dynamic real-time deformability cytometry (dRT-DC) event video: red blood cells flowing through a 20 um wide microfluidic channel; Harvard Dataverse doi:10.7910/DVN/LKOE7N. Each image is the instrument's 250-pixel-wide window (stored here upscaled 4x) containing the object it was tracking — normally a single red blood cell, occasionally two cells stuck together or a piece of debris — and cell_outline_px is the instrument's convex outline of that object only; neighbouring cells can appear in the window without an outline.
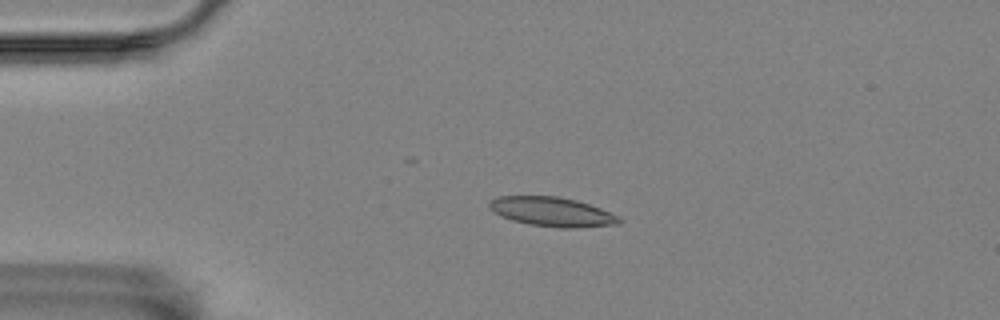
{"species": "Egyptian fruit bat (a non-hibernating species)", "species_latin": "Rousettus aegyptiacus", "temperature_condition": "room temperature", "stored_images_in_passage": 4, "camera_frame_rate_fps": 3000, "um_per_image_px": 0.085, "animal": {"sex": "female"}, "frame": {"image": 1, "passage_image": 3, "time_ms": 3.333, "image_size_px": [1000, 320], "cell_outline_px": [[624, 220], [620, 224], [576, 228], [560, 228], [528, 224], [512, 220], [500, 216], [488, 208], [488, 200], [496, 196], [560, 196], [576, 200], [600, 208], [620, 216]], "centroid_in_image_um": [46.92, 18.0], "position_along_channel_um": 38.1, "area_um2": 22.54}}